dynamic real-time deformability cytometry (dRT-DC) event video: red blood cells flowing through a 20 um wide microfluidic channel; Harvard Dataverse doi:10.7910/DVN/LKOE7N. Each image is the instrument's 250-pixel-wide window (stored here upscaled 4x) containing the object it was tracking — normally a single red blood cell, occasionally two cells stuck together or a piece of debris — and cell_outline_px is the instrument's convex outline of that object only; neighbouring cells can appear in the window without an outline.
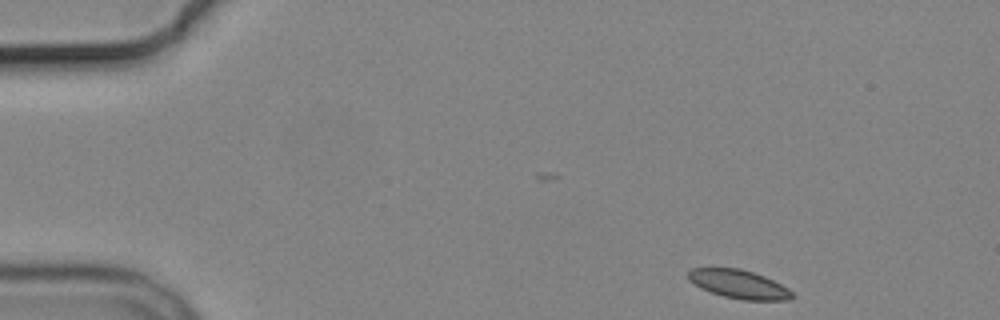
{"species": "common noctule bat (a hibernating species)", "species_latin": "Nyctalus noctula", "temperature_condition": "cold", "stored_images_in_passage": 4, "camera_frame_rate_fps": 3000, "um_per_image_px": 0.085, "animal": {"sex": "male", "body_mass_g": 19.2, "forearm_length_mm": 51.8}, "frame": {"image": 1, "passage_image": 1, "time_ms": 0.0, "image_size_px": [1000, 320], "cell_outline_px": [[792, 296], [788, 300], [744, 300], [724, 296], [700, 288], [688, 280], [688, 272], [692, 268], [740, 268], [764, 276], [788, 288], [792, 292]], "centroid_in_image_um": [62.77, 24.15], "position_along_channel_um": 22.2, "area_um2": 17.11}}
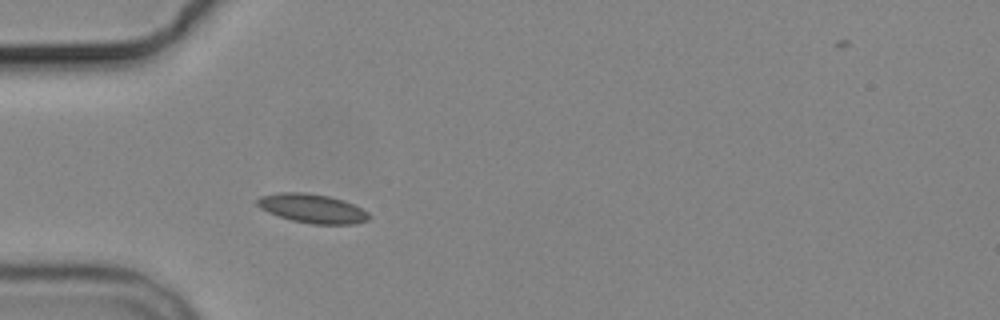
{"frame": {"image": 2, "passage_image": 4, "time_ms": 3.333, "image_size_px": [1000, 320], "cell_outline_px": [[372, 216], [368, 220], [352, 224], [312, 224], [292, 220], [268, 212], [260, 208], [256, 204], [256, 200], [260, 196], [280, 192], [304, 192], [328, 196], [344, 200], [368, 212]], "centroid_in_image_um": [26.54, 17.71], "position_along_channel_um": 58.5, "area_um2": 18.84}}